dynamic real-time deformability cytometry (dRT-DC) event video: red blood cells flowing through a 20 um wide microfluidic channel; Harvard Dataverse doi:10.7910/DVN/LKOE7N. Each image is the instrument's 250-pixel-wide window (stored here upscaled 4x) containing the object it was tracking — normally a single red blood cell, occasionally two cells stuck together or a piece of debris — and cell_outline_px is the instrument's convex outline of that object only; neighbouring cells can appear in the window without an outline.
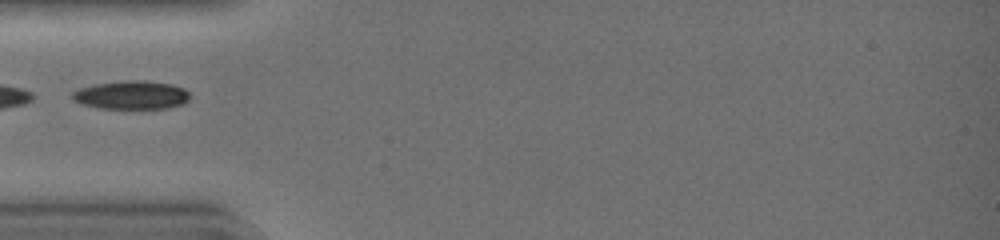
{"species": "common noctule bat (a hibernating species)", "species_latin": "Nyctalus noctula", "temperature_condition": "warm", "stored_images_in_passage": 29, "camera_frame_rate_fps": 3000, "um_per_image_px": 0.085, "animal": {"sex": "female", "body_mass_g": 19.0, "forearm_length_mm": 51.5}, "frame": {"image": 1, "passage_image": 1, "time_ms": 0.0, "image_size_px": [1000, 240], "cell_outline_px": [[192, 96], [184, 104], [168, 108], [100, 108], [80, 104], [72, 100], [72, 92], [80, 88], [96, 84], [124, 80], [144, 80], [172, 84], [184, 88]], "centroid_in_image_um": [11.2, 8.07], "position_along_channel_um": 73.8, "area_um2": 19.65}}